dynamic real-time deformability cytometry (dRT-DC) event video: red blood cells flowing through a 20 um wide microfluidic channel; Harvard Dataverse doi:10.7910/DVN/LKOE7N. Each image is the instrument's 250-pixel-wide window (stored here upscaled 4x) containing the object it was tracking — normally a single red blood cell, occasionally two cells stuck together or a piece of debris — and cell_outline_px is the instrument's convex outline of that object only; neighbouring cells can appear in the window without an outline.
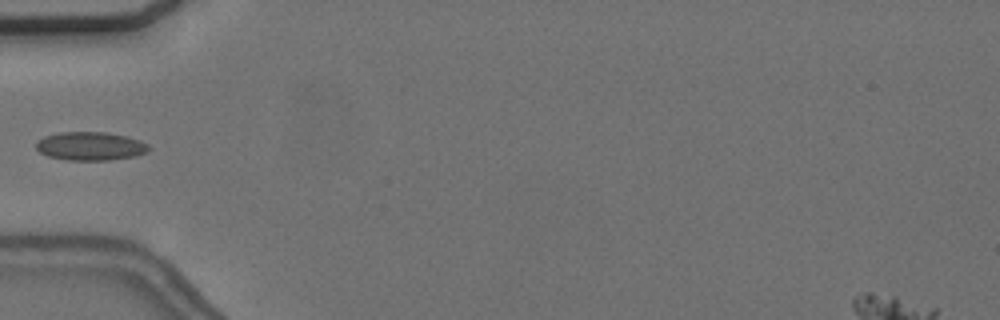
{"species": "common noctule bat (a hibernating species)", "species_latin": "Nyctalus noctula", "temperature_condition": "cold", "stored_images_in_passage": 38, "camera_frame_rate_fps": 3000, "um_per_image_px": 0.085, "animal": {"sex": "female", "body_mass_g": 24.6, "forearm_length_mm": 56.2}, "frame": {"image": 1, "passage_image": 1, "time_ms": 0.0, "image_size_px": [1000, 320], "cell_outline_px": [[152, 148], [148, 152], [136, 156], [108, 160], [68, 160], [48, 156], [40, 152], [36, 148], [36, 140], [44, 136], [60, 132], [108, 132], [128, 136], [140, 140], [148, 144]], "centroid_in_image_um": [7.72, 12.41], "position_along_channel_um": 77.3, "area_um2": 18.96}}
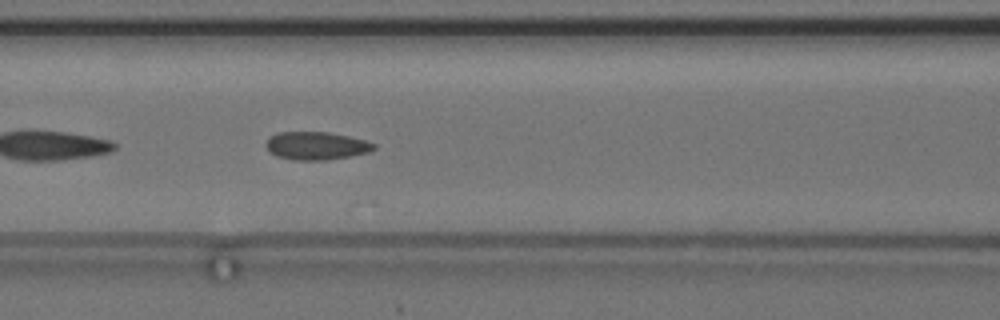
{"frame": {"image": 2, "passage_image": 6, "time_ms": 1.667, "image_size_px": [1000, 320], "cell_outline_px": [[376, 148], [368, 152], [348, 156], [324, 160], [292, 160], [276, 156], [268, 152], [264, 144], [272, 136], [280, 132], [328, 132], [348, 136], [364, 140], [376, 144]], "centroid_in_image_um": [26.85, 12.39], "position_along_channel_um": 139.8, "area_um2": 17.51}}
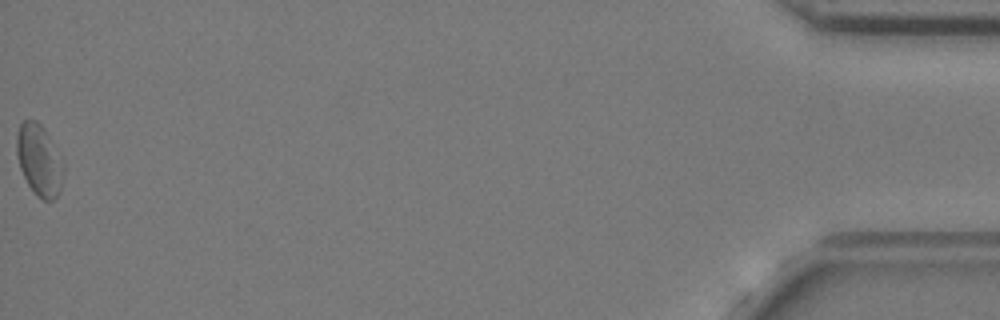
{"frame": {"image": 3, "passage_image": 38, "time_ms": 12.333, "image_size_px": [1000, 320], "cell_outline_px": [[64, 172], [60, 192], [52, 200], [44, 200], [36, 196], [28, 184], [20, 168], [16, 152], [16, 136], [20, 124], [24, 120], [36, 120], [44, 128], [64, 164]], "centroid_in_image_um": [3.33, 13.62], "position_along_channel_um": 431.9, "area_um2": 19.42}}